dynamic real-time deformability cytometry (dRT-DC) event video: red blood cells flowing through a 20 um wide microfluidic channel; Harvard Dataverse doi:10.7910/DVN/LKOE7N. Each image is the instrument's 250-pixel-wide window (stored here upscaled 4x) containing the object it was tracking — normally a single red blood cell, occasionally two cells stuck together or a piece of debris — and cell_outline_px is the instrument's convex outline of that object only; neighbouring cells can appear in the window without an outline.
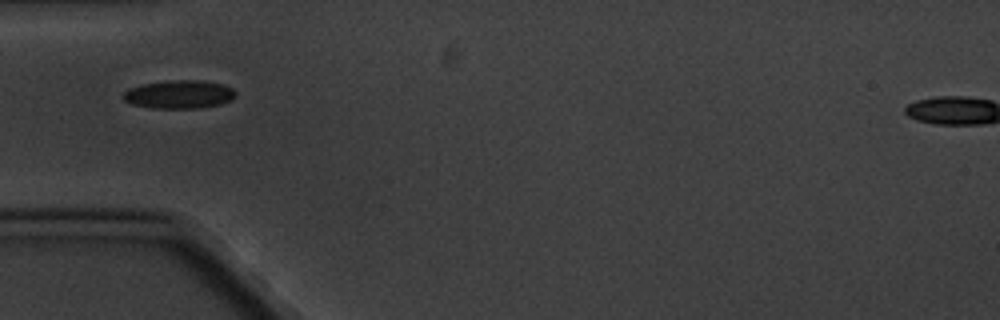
{"species": "common noctule bat (a hibernating species)", "species_latin": "Nyctalus noctula", "temperature_condition": "cold", "stored_images_in_passage": 2, "camera_frame_rate_fps": 3000, "um_per_image_px": 0.085, "animal": {"sex": "male", "body_mass_g": 20.1, "forearm_length_mm": 53.5}, "frame": {"image": 1, "passage_image": 1, "time_ms": 0.0, "image_size_px": [1000, 320], "cell_outline_px": [[236, 96], [232, 100], [220, 104], [196, 108], [152, 108], [132, 104], [124, 100], [120, 96], [128, 88], [144, 84], [168, 80], [200, 80], [220, 84], [232, 88], [236, 92]], "centroid_in_image_um": [15.21, 8.02], "position_along_channel_um": 69.8, "area_um2": 18.55}}